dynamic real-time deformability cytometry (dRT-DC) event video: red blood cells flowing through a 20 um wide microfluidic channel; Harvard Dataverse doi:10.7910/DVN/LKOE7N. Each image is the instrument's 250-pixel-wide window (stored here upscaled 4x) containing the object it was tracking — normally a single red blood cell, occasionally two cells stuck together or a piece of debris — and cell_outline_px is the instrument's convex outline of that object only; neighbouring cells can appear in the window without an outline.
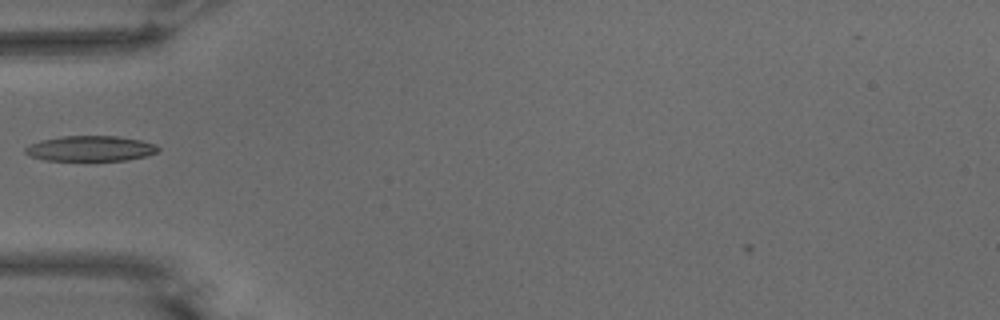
{"species": "common noctule bat (a hibernating species)", "species_latin": "Nyctalus noctula", "temperature_condition": "warm", "stored_images_in_passage": 38, "camera_frame_rate_fps": 3000, "um_per_image_px": 0.085, "animal": {"sex": "male", "body_mass_g": 15.6}, "frame": {"image": 1, "passage_image": 3, "time_ms": 0.667, "image_size_px": [1000, 320], "cell_outline_px": [[160, 148], [156, 152], [144, 156], [128, 160], [44, 160], [32, 156], [24, 152], [24, 148], [28, 144], [40, 140], [64, 136], [116, 136], [140, 140], [156, 144]], "centroid_in_image_um": [7.66, 12.62], "position_along_channel_um": 77.3, "area_um2": 19.54}}
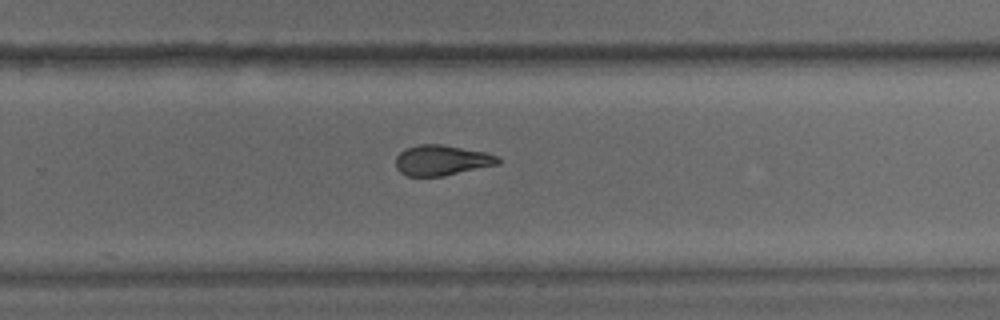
{"frame": {"image": 2, "passage_image": 20, "time_ms": 6.333, "image_size_px": [1000, 320], "cell_outline_px": [[500, 164], [444, 176], [408, 176], [400, 172], [396, 168], [396, 156], [404, 148], [420, 144], [440, 144], [484, 152], [496, 156], [500, 160]], "centroid_in_image_um": [37.52, 13.63], "position_along_channel_um": 292.3, "area_um2": 18.09}}
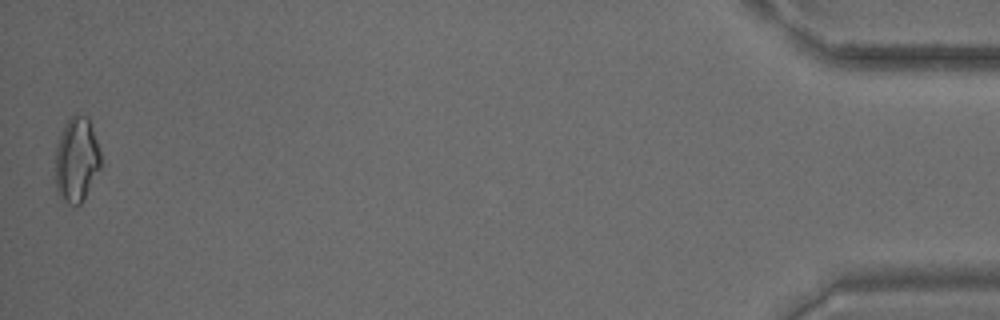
{"frame": {"image": 3, "passage_image": 38, "time_ms": 12.333, "image_size_px": [1000, 320], "cell_outline_px": [[100, 168], [84, 200], [76, 208], [68, 204], [56, 188], [52, 176], [56, 148], [64, 124], [76, 112], [88, 116], [100, 152]], "centroid_in_image_um": [6.47, 13.59], "position_along_channel_um": 428.7, "area_um2": 22.95}, "authors_computed_cell_mechanics": {"area_um2": 18.6694, "velocity_mm_per_s": 3.779, "shape_relaxation_time_tau1_ms": 6.7488, "shape_relaxation_time_tau2_ms": 2.7715, "deformation_change_tau1": 0.211, "deformation_change_tau2": 0.0966}}